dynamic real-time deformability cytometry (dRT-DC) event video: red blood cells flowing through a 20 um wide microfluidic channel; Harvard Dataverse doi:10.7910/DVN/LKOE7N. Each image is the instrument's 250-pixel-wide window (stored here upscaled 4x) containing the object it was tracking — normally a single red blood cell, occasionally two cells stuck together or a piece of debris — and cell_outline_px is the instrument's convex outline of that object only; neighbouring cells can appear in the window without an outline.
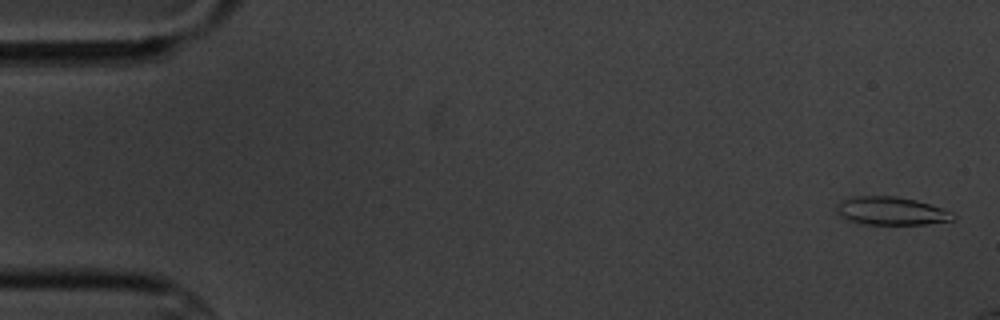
{"species": "common noctule bat (a hibernating species)", "species_latin": "Nyctalus noctula", "temperature_condition": "cold", "stored_images_in_passage": 6, "camera_frame_rate_fps": 3000, "um_per_image_px": 0.085, "animal": {"sex": "male", "body_mass_g": 20.1, "forearm_length_mm": 53.5}, "frame": {"image": 1, "passage_image": 1, "time_ms": 0.0, "image_size_px": [1000, 320], "cell_outline_px": [[956, 220], [924, 224], [868, 224], [852, 220], [840, 216], [836, 212], [836, 208], [844, 200], [856, 196], [896, 196], [916, 200], [952, 212], [956, 216]], "centroid_in_image_um": [75.8, 17.93], "position_along_channel_um": 9.2, "area_um2": 18.73}}